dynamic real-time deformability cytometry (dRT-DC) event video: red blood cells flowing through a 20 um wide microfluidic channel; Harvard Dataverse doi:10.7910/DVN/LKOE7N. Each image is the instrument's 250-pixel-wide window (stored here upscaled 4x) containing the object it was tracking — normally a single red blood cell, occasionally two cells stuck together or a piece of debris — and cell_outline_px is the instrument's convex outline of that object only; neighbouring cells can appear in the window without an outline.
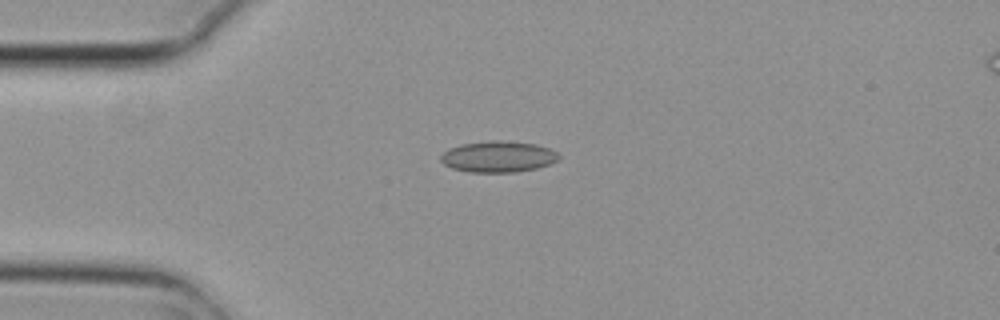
{"species": "common noctule bat (a hibernating species)", "species_latin": "Nyctalus noctula", "temperature_condition": "cold", "stored_images_in_passage": 1, "camera_frame_rate_fps": 3000, "um_per_image_px": 0.085, "animal": {"sex": "female", "body_mass_g": 29.2, "forearm_length_mm": 56.3}, "frame": {"image": 1, "passage_image": 1, "time_ms": 0.0, "image_size_px": [1000, 320], "cell_outline_px": [[560, 156], [556, 160], [548, 164], [536, 168], [516, 172], [468, 172], [452, 168], [444, 164], [440, 160], [440, 156], [448, 148], [460, 144], [496, 140], [536, 144], [548, 148], [556, 152]], "centroid_in_image_um": [42.3, 13.32], "position_along_channel_um": 42.7, "area_um2": 21.27}}